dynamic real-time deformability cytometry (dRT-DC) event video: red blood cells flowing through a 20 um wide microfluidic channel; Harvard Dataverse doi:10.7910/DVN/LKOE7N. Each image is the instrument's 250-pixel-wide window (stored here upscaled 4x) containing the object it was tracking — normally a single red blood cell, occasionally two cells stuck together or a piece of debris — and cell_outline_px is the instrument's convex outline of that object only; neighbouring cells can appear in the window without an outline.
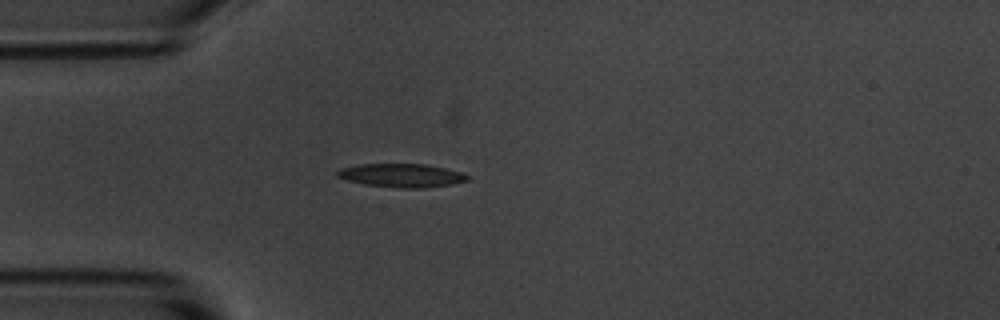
{"species": "common noctule bat (a hibernating species)", "species_latin": "Nyctalus noctula", "temperature_condition": "room temperature", "stored_images_in_passage": 4, "camera_frame_rate_fps": 3000, "um_per_image_px": 0.085, "animal": {"sex": "male", "body_mass_g": 20.1, "forearm_length_mm": 53.5}, "frame": {"image": 1, "passage_image": 4, "time_ms": 4.333, "image_size_px": [1000, 320], "cell_outline_px": [[468, 180], [452, 184], [424, 188], [404, 188], [364, 184], [348, 180], [336, 176], [336, 172], [340, 168], [360, 164], [424, 164], [444, 168], [460, 172], [468, 176]], "centroid_in_image_um": [34.11, 14.91], "position_along_channel_um": 50.9, "area_um2": 17.63}}